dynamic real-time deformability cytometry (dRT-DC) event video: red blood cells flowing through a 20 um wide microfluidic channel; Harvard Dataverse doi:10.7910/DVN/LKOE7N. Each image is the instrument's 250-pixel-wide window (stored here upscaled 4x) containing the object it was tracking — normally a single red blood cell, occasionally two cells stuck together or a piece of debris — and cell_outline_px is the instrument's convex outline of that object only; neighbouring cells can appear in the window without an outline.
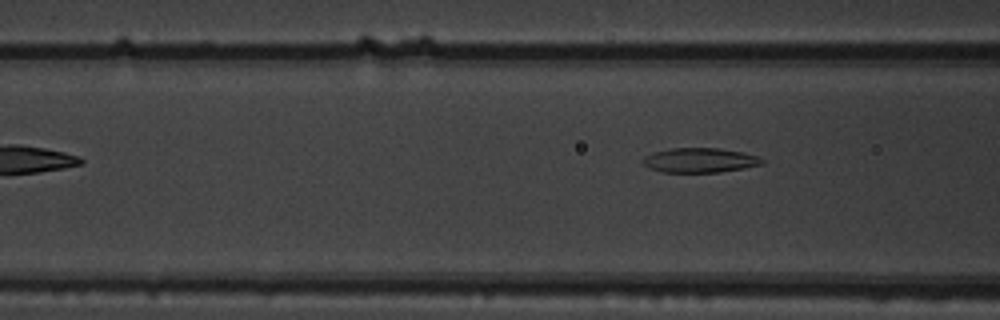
{"species": "common noctule bat (a hibernating species)", "species_latin": "Nyctalus noctula", "temperature_condition": "warm", "stored_images_in_passage": 6, "camera_frame_rate_fps": 3000, "um_per_image_px": 0.085, "animal": {"sex": "male", "body_mass_g": 19.5, "forearm_length_mm": 54.6}, "frame": {"image": 1, "passage_image": 6, "time_ms": 1.667, "image_size_px": [1000, 320], "cell_outline_px": [[764, 164], [744, 168], [720, 172], [660, 172], [648, 168], [640, 160], [644, 156], [652, 152], [668, 148], [720, 148], [744, 152], [756, 156], [764, 160]], "centroid_in_image_um": [59.44, 13.62], "position_along_channel_um": 107.2, "area_um2": 17.34}}